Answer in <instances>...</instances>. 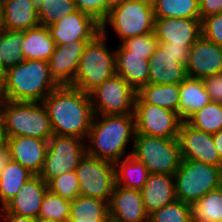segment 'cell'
I'll use <instances>...</instances> for the list:
<instances>
[{"instance_id": "1", "label": "cell", "mask_w": 222, "mask_h": 222, "mask_svg": "<svg viewBox=\"0 0 222 222\" xmlns=\"http://www.w3.org/2000/svg\"><path fill=\"white\" fill-rule=\"evenodd\" d=\"M53 134L86 140L94 117L89 94L69 85L54 89L43 101Z\"/></svg>"}, {"instance_id": "2", "label": "cell", "mask_w": 222, "mask_h": 222, "mask_svg": "<svg viewBox=\"0 0 222 222\" xmlns=\"http://www.w3.org/2000/svg\"><path fill=\"white\" fill-rule=\"evenodd\" d=\"M134 135V114L94 115L86 139V153L115 163L131 154L126 148L129 143L133 148Z\"/></svg>"}, {"instance_id": "3", "label": "cell", "mask_w": 222, "mask_h": 222, "mask_svg": "<svg viewBox=\"0 0 222 222\" xmlns=\"http://www.w3.org/2000/svg\"><path fill=\"white\" fill-rule=\"evenodd\" d=\"M8 101L42 102L60 85L52 77L48 61L24 60L4 72Z\"/></svg>"}, {"instance_id": "4", "label": "cell", "mask_w": 222, "mask_h": 222, "mask_svg": "<svg viewBox=\"0 0 222 222\" xmlns=\"http://www.w3.org/2000/svg\"><path fill=\"white\" fill-rule=\"evenodd\" d=\"M115 74V49L108 48L107 36L100 32L86 44L75 78L69 86L90 94Z\"/></svg>"}, {"instance_id": "5", "label": "cell", "mask_w": 222, "mask_h": 222, "mask_svg": "<svg viewBox=\"0 0 222 222\" xmlns=\"http://www.w3.org/2000/svg\"><path fill=\"white\" fill-rule=\"evenodd\" d=\"M6 137L28 136L49 140L53 134L51 121L42 102H3Z\"/></svg>"}, {"instance_id": "6", "label": "cell", "mask_w": 222, "mask_h": 222, "mask_svg": "<svg viewBox=\"0 0 222 222\" xmlns=\"http://www.w3.org/2000/svg\"><path fill=\"white\" fill-rule=\"evenodd\" d=\"M155 15L152 0H125L112 8L100 23V32L108 36V26L114 29L120 43L154 30Z\"/></svg>"}, {"instance_id": "7", "label": "cell", "mask_w": 222, "mask_h": 222, "mask_svg": "<svg viewBox=\"0 0 222 222\" xmlns=\"http://www.w3.org/2000/svg\"><path fill=\"white\" fill-rule=\"evenodd\" d=\"M174 178L176 200L190 205L222 186L221 167L196 160L182 159Z\"/></svg>"}, {"instance_id": "8", "label": "cell", "mask_w": 222, "mask_h": 222, "mask_svg": "<svg viewBox=\"0 0 222 222\" xmlns=\"http://www.w3.org/2000/svg\"><path fill=\"white\" fill-rule=\"evenodd\" d=\"M130 153L147 167L150 174L174 175L182 161L178 138L166 139L135 133Z\"/></svg>"}, {"instance_id": "9", "label": "cell", "mask_w": 222, "mask_h": 222, "mask_svg": "<svg viewBox=\"0 0 222 222\" xmlns=\"http://www.w3.org/2000/svg\"><path fill=\"white\" fill-rule=\"evenodd\" d=\"M86 154V140L75 136L53 135L48 140L44 166L39 176L48 184L53 178L76 171Z\"/></svg>"}, {"instance_id": "10", "label": "cell", "mask_w": 222, "mask_h": 222, "mask_svg": "<svg viewBox=\"0 0 222 222\" xmlns=\"http://www.w3.org/2000/svg\"><path fill=\"white\" fill-rule=\"evenodd\" d=\"M80 193L109 203L115 181L113 162L85 154L76 168Z\"/></svg>"}, {"instance_id": "11", "label": "cell", "mask_w": 222, "mask_h": 222, "mask_svg": "<svg viewBox=\"0 0 222 222\" xmlns=\"http://www.w3.org/2000/svg\"><path fill=\"white\" fill-rule=\"evenodd\" d=\"M89 95L94 115L134 114L137 91L120 75L105 80Z\"/></svg>"}, {"instance_id": "12", "label": "cell", "mask_w": 222, "mask_h": 222, "mask_svg": "<svg viewBox=\"0 0 222 222\" xmlns=\"http://www.w3.org/2000/svg\"><path fill=\"white\" fill-rule=\"evenodd\" d=\"M135 133L161 138H178L183 120L179 114L149 103H135Z\"/></svg>"}, {"instance_id": "13", "label": "cell", "mask_w": 222, "mask_h": 222, "mask_svg": "<svg viewBox=\"0 0 222 222\" xmlns=\"http://www.w3.org/2000/svg\"><path fill=\"white\" fill-rule=\"evenodd\" d=\"M182 159L196 160L212 166H222L213 142V134L206 133L183 121L178 137Z\"/></svg>"}, {"instance_id": "14", "label": "cell", "mask_w": 222, "mask_h": 222, "mask_svg": "<svg viewBox=\"0 0 222 222\" xmlns=\"http://www.w3.org/2000/svg\"><path fill=\"white\" fill-rule=\"evenodd\" d=\"M48 29L55 44L63 45L75 40H92L100 33V23L89 14L77 10L49 25Z\"/></svg>"}, {"instance_id": "15", "label": "cell", "mask_w": 222, "mask_h": 222, "mask_svg": "<svg viewBox=\"0 0 222 222\" xmlns=\"http://www.w3.org/2000/svg\"><path fill=\"white\" fill-rule=\"evenodd\" d=\"M158 43H173L189 48L202 36L201 20L188 18H155L154 30Z\"/></svg>"}, {"instance_id": "16", "label": "cell", "mask_w": 222, "mask_h": 222, "mask_svg": "<svg viewBox=\"0 0 222 222\" xmlns=\"http://www.w3.org/2000/svg\"><path fill=\"white\" fill-rule=\"evenodd\" d=\"M186 72L199 79L222 72V46L201 36L189 50Z\"/></svg>"}, {"instance_id": "17", "label": "cell", "mask_w": 222, "mask_h": 222, "mask_svg": "<svg viewBox=\"0 0 222 222\" xmlns=\"http://www.w3.org/2000/svg\"><path fill=\"white\" fill-rule=\"evenodd\" d=\"M91 40H75L68 44L56 45L48 60L52 77L60 85H70L77 73L86 44Z\"/></svg>"}, {"instance_id": "18", "label": "cell", "mask_w": 222, "mask_h": 222, "mask_svg": "<svg viewBox=\"0 0 222 222\" xmlns=\"http://www.w3.org/2000/svg\"><path fill=\"white\" fill-rule=\"evenodd\" d=\"M6 146L11 160L20 163L34 175L43 169L48 141L35 137H6Z\"/></svg>"}, {"instance_id": "19", "label": "cell", "mask_w": 222, "mask_h": 222, "mask_svg": "<svg viewBox=\"0 0 222 222\" xmlns=\"http://www.w3.org/2000/svg\"><path fill=\"white\" fill-rule=\"evenodd\" d=\"M108 207L109 217L118 222H149L139 190L115 185Z\"/></svg>"}, {"instance_id": "20", "label": "cell", "mask_w": 222, "mask_h": 222, "mask_svg": "<svg viewBox=\"0 0 222 222\" xmlns=\"http://www.w3.org/2000/svg\"><path fill=\"white\" fill-rule=\"evenodd\" d=\"M186 77V63L182 55H173L158 45L149 58V83L180 84Z\"/></svg>"}, {"instance_id": "21", "label": "cell", "mask_w": 222, "mask_h": 222, "mask_svg": "<svg viewBox=\"0 0 222 222\" xmlns=\"http://www.w3.org/2000/svg\"><path fill=\"white\" fill-rule=\"evenodd\" d=\"M47 190V183L39 175H34L25 182L17 195L0 209V213H14L38 218L42 200Z\"/></svg>"}, {"instance_id": "22", "label": "cell", "mask_w": 222, "mask_h": 222, "mask_svg": "<svg viewBox=\"0 0 222 222\" xmlns=\"http://www.w3.org/2000/svg\"><path fill=\"white\" fill-rule=\"evenodd\" d=\"M148 215L176 200L175 178L172 174H150L140 191Z\"/></svg>"}, {"instance_id": "23", "label": "cell", "mask_w": 222, "mask_h": 222, "mask_svg": "<svg viewBox=\"0 0 222 222\" xmlns=\"http://www.w3.org/2000/svg\"><path fill=\"white\" fill-rule=\"evenodd\" d=\"M116 74L138 91L149 83V59L131 54L120 43L115 48Z\"/></svg>"}, {"instance_id": "24", "label": "cell", "mask_w": 222, "mask_h": 222, "mask_svg": "<svg viewBox=\"0 0 222 222\" xmlns=\"http://www.w3.org/2000/svg\"><path fill=\"white\" fill-rule=\"evenodd\" d=\"M39 25L38 9L32 0H4L2 29L25 31Z\"/></svg>"}, {"instance_id": "25", "label": "cell", "mask_w": 222, "mask_h": 222, "mask_svg": "<svg viewBox=\"0 0 222 222\" xmlns=\"http://www.w3.org/2000/svg\"><path fill=\"white\" fill-rule=\"evenodd\" d=\"M210 101L202 79L187 76L180 83L179 116L183 121H187Z\"/></svg>"}, {"instance_id": "26", "label": "cell", "mask_w": 222, "mask_h": 222, "mask_svg": "<svg viewBox=\"0 0 222 222\" xmlns=\"http://www.w3.org/2000/svg\"><path fill=\"white\" fill-rule=\"evenodd\" d=\"M55 46V41L46 26L39 24L23 31L22 52L24 60L48 61L54 53Z\"/></svg>"}, {"instance_id": "27", "label": "cell", "mask_w": 222, "mask_h": 222, "mask_svg": "<svg viewBox=\"0 0 222 222\" xmlns=\"http://www.w3.org/2000/svg\"><path fill=\"white\" fill-rule=\"evenodd\" d=\"M180 84L143 85L138 91L135 103H149L179 114Z\"/></svg>"}, {"instance_id": "28", "label": "cell", "mask_w": 222, "mask_h": 222, "mask_svg": "<svg viewBox=\"0 0 222 222\" xmlns=\"http://www.w3.org/2000/svg\"><path fill=\"white\" fill-rule=\"evenodd\" d=\"M116 185L141 191L150 172L133 155H128L114 163Z\"/></svg>"}, {"instance_id": "29", "label": "cell", "mask_w": 222, "mask_h": 222, "mask_svg": "<svg viewBox=\"0 0 222 222\" xmlns=\"http://www.w3.org/2000/svg\"><path fill=\"white\" fill-rule=\"evenodd\" d=\"M108 202L83 195L77 196L70 205L72 222H108Z\"/></svg>"}, {"instance_id": "30", "label": "cell", "mask_w": 222, "mask_h": 222, "mask_svg": "<svg viewBox=\"0 0 222 222\" xmlns=\"http://www.w3.org/2000/svg\"><path fill=\"white\" fill-rule=\"evenodd\" d=\"M34 176L20 163L11 159L0 173V209L20 191L21 187Z\"/></svg>"}, {"instance_id": "31", "label": "cell", "mask_w": 222, "mask_h": 222, "mask_svg": "<svg viewBox=\"0 0 222 222\" xmlns=\"http://www.w3.org/2000/svg\"><path fill=\"white\" fill-rule=\"evenodd\" d=\"M155 18L200 19L199 0H152Z\"/></svg>"}, {"instance_id": "32", "label": "cell", "mask_w": 222, "mask_h": 222, "mask_svg": "<svg viewBox=\"0 0 222 222\" xmlns=\"http://www.w3.org/2000/svg\"><path fill=\"white\" fill-rule=\"evenodd\" d=\"M23 31L0 30V68L6 71L24 61Z\"/></svg>"}, {"instance_id": "33", "label": "cell", "mask_w": 222, "mask_h": 222, "mask_svg": "<svg viewBox=\"0 0 222 222\" xmlns=\"http://www.w3.org/2000/svg\"><path fill=\"white\" fill-rule=\"evenodd\" d=\"M192 207V222L222 221V186L208 192Z\"/></svg>"}, {"instance_id": "34", "label": "cell", "mask_w": 222, "mask_h": 222, "mask_svg": "<svg viewBox=\"0 0 222 222\" xmlns=\"http://www.w3.org/2000/svg\"><path fill=\"white\" fill-rule=\"evenodd\" d=\"M187 122L206 133L214 134L222 130V104L210 101L195 112Z\"/></svg>"}, {"instance_id": "35", "label": "cell", "mask_w": 222, "mask_h": 222, "mask_svg": "<svg viewBox=\"0 0 222 222\" xmlns=\"http://www.w3.org/2000/svg\"><path fill=\"white\" fill-rule=\"evenodd\" d=\"M77 10L75 0H44L38 9L39 24L48 27Z\"/></svg>"}, {"instance_id": "36", "label": "cell", "mask_w": 222, "mask_h": 222, "mask_svg": "<svg viewBox=\"0 0 222 222\" xmlns=\"http://www.w3.org/2000/svg\"><path fill=\"white\" fill-rule=\"evenodd\" d=\"M71 201L46 191L39 211V217L58 222H67L70 217Z\"/></svg>"}, {"instance_id": "37", "label": "cell", "mask_w": 222, "mask_h": 222, "mask_svg": "<svg viewBox=\"0 0 222 222\" xmlns=\"http://www.w3.org/2000/svg\"><path fill=\"white\" fill-rule=\"evenodd\" d=\"M149 222H192V207L175 200L150 214Z\"/></svg>"}, {"instance_id": "38", "label": "cell", "mask_w": 222, "mask_h": 222, "mask_svg": "<svg viewBox=\"0 0 222 222\" xmlns=\"http://www.w3.org/2000/svg\"><path fill=\"white\" fill-rule=\"evenodd\" d=\"M47 187L50 192L69 201H73L77 196L81 195L76 171L67 172L53 178L47 184Z\"/></svg>"}, {"instance_id": "39", "label": "cell", "mask_w": 222, "mask_h": 222, "mask_svg": "<svg viewBox=\"0 0 222 222\" xmlns=\"http://www.w3.org/2000/svg\"><path fill=\"white\" fill-rule=\"evenodd\" d=\"M131 54L144 55V58L149 59L155 52L158 46V40L154 32L144 35H139L133 38L125 39L120 43Z\"/></svg>"}, {"instance_id": "40", "label": "cell", "mask_w": 222, "mask_h": 222, "mask_svg": "<svg viewBox=\"0 0 222 222\" xmlns=\"http://www.w3.org/2000/svg\"><path fill=\"white\" fill-rule=\"evenodd\" d=\"M202 36L222 46V12L205 17L201 21Z\"/></svg>"}, {"instance_id": "41", "label": "cell", "mask_w": 222, "mask_h": 222, "mask_svg": "<svg viewBox=\"0 0 222 222\" xmlns=\"http://www.w3.org/2000/svg\"><path fill=\"white\" fill-rule=\"evenodd\" d=\"M77 9L101 23L106 18L105 0H75Z\"/></svg>"}, {"instance_id": "42", "label": "cell", "mask_w": 222, "mask_h": 222, "mask_svg": "<svg viewBox=\"0 0 222 222\" xmlns=\"http://www.w3.org/2000/svg\"><path fill=\"white\" fill-rule=\"evenodd\" d=\"M210 100L222 104V72L202 79Z\"/></svg>"}, {"instance_id": "43", "label": "cell", "mask_w": 222, "mask_h": 222, "mask_svg": "<svg viewBox=\"0 0 222 222\" xmlns=\"http://www.w3.org/2000/svg\"><path fill=\"white\" fill-rule=\"evenodd\" d=\"M200 20L222 12V0H199Z\"/></svg>"}, {"instance_id": "44", "label": "cell", "mask_w": 222, "mask_h": 222, "mask_svg": "<svg viewBox=\"0 0 222 222\" xmlns=\"http://www.w3.org/2000/svg\"><path fill=\"white\" fill-rule=\"evenodd\" d=\"M158 45L165 51H169L173 55H182V60L187 63L189 50L188 46H177L173 43H158Z\"/></svg>"}, {"instance_id": "45", "label": "cell", "mask_w": 222, "mask_h": 222, "mask_svg": "<svg viewBox=\"0 0 222 222\" xmlns=\"http://www.w3.org/2000/svg\"><path fill=\"white\" fill-rule=\"evenodd\" d=\"M0 222H36V218L14 213H0Z\"/></svg>"}, {"instance_id": "46", "label": "cell", "mask_w": 222, "mask_h": 222, "mask_svg": "<svg viewBox=\"0 0 222 222\" xmlns=\"http://www.w3.org/2000/svg\"><path fill=\"white\" fill-rule=\"evenodd\" d=\"M9 150L6 143L0 144V173L9 161Z\"/></svg>"}, {"instance_id": "47", "label": "cell", "mask_w": 222, "mask_h": 222, "mask_svg": "<svg viewBox=\"0 0 222 222\" xmlns=\"http://www.w3.org/2000/svg\"><path fill=\"white\" fill-rule=\"evenodd\" d=\"M213 142L220 159L222 160V130L213 134Z\"/></svg>"}, {"instance_id": "48", "label": "cell", "mask_w": 222, "mask_h": 222, "mask_svg": "<svg viewBox=\"0 0 222 222\" xmlns=\"http://www.w3.org/2000/svg\"><path fill=\"white\" fill-rule=\"evenodd\" d=\"M6 135L4 132V120H3V103H0V144L5 143Z\"/></svg>"}, {"instance_id": "49", "label": "cell", "mask_w": 222, "mask_h": 222, "mask_svg": "<svg viewBox=\"0 0 222 222\" xmlns=\"http://www.w3.org/2000/svg\"><path fill=\"white\" fill-rule=\"evenodd\" d=\"M6 100L4 73H0V103Z\"/></svg>"}, {"instance_id": "50", "label": "cell", "mask_w": 222, "mask_h": 222, "mask_svg": "<svg viewBox=\"0 0 222 222\" xmlns=\"http://www.w3.org/2000/svg\"><path fill=\"white\" fill-rule=\"evenodd\" d=\"M124 1L125 0H105V2H106V16L112 8L122 4Z\"/></svg>"}, {"instance_id": "51", "label": "cell", "mask_w": 222, "mask_h": 222, "mask_svg": "<svg viewBox=\"0 0 222 222\" xmlns=\"http://www.w3.org/2000/svg\"><path fill=\"white\" fill-rule=\"evenodd\" d=\"M32 2L34 3L35 7L39 9L41 5L44 3V0H32Z\"/></svg>"}, {"instance_id": "52", "label": "cell", "mask_w": 222, "mask_h": 222, "mask_svg": "<svg viewBox=\"0 0 222 222\" xmlns=\"http://www.w3.org/2000/svg\"><path fill=\"white\" fill-rule=\"evenodd\" d=\"M36 222H58V221H54L52 219H45V218H42V217H38V218H36Z\"/></svg>"}, {"instance_id": "53", "label": "cell", "mask_w": 222, "mask_h": 222, "mask_svg": "<svg viewBox=\"0 0 222 222\" xmlns=\"http://www.w3.org/2000/svg\"><path fill=\"white\" fill-rule=\"evenodd\" d=\"M2 29V1H0V30Z\"/></svg>"}, {"instance_id": "54", "label": "cell", "mask_w": 222, "mask_h": 222, "mask_svg": "<svg viewBox=\"0 0 222 222\" xmlns=\"http://www.w3.org/2000/svg\"><path fill=\"white\" fill-rule=\"evenodd\" d=\"M108 222H118V221H116V220H114V219H112V218H108Z\"/></svg>"}]
</instances>
